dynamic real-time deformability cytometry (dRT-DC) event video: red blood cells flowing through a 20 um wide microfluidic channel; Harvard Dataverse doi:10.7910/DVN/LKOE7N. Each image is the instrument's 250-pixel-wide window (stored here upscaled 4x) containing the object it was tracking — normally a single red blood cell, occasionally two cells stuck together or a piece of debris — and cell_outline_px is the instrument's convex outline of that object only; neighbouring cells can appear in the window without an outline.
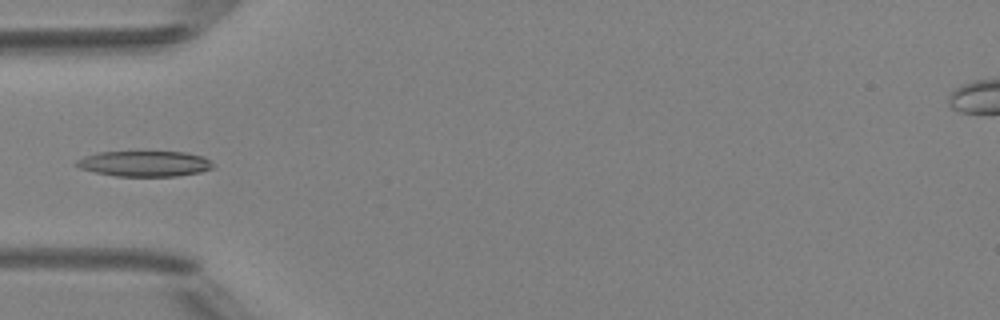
{"species": "Egyptian fruit bat (a non-hibernating species)", "species_latin": "Rousettus aegyptiacus", "temperature_condition": "room temperature", "stored_images_in_passage": 5, "camera_frame_rate_fps": 3000, "um_per_image_px": 0.085, "animal": {"sex": "female"}, "frame": {"image": 1, "passage_image": 5, "time_ms": 4.667, "image_size_px": [1000, 320], "cell_outline_px": [[216, 164], [212, 168], [200, 172], [176, 176], [116, 176], [96, 172], [80, 168], [72, 164], [76, 160], [84, 156], [100, 152], [184, 152], [204, 156]], "centroid_in_image_um": [12.3, 13.91], "position_along_channel_um": 72.7, "area_um2": 20.4}}